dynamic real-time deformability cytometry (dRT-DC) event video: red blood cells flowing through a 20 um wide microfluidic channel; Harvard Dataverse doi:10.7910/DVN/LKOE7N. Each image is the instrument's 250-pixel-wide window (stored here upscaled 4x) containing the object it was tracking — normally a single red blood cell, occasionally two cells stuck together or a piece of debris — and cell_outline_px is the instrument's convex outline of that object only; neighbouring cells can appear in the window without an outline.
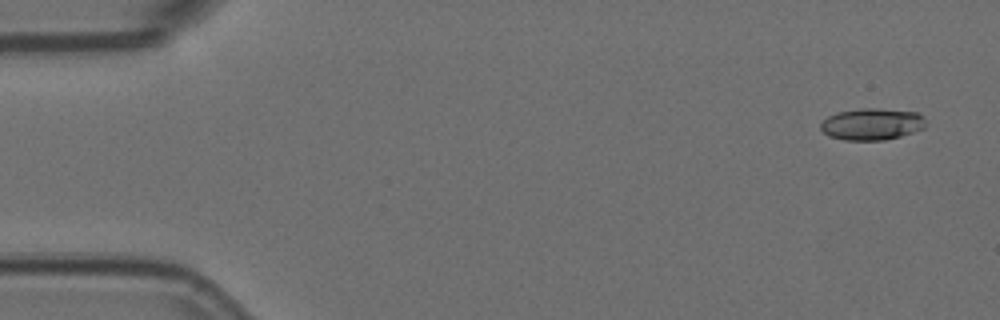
{"species": "Egyptian fruit bat (a non-hibernating species)", "species_latin": "Rousettus aegyptiacus", "temperature_condition": "room temperature", "stored_images_in_passage": 2, "camera_frame_rate_fps": 3000, "um_per_image_px": 0.085, "animal": {"sex": "female"}, "frame": {"image": 1, "passage_image": 1, "time_ms": 0.0, "image_size_px": [1000, 320], "cell_outline_px": [[924, 128], [900, 136], [884, 140], [844, 140], [828, 136], [820, 128], [820, 124], [828, 116], [836, 112], [860, 108], [876, 108], [916, 112], [924, 116]], "centroid_in_image_um": [74.08, 10.54], "position_along_channel_um": 10.9, "area_um2": 19.42}}